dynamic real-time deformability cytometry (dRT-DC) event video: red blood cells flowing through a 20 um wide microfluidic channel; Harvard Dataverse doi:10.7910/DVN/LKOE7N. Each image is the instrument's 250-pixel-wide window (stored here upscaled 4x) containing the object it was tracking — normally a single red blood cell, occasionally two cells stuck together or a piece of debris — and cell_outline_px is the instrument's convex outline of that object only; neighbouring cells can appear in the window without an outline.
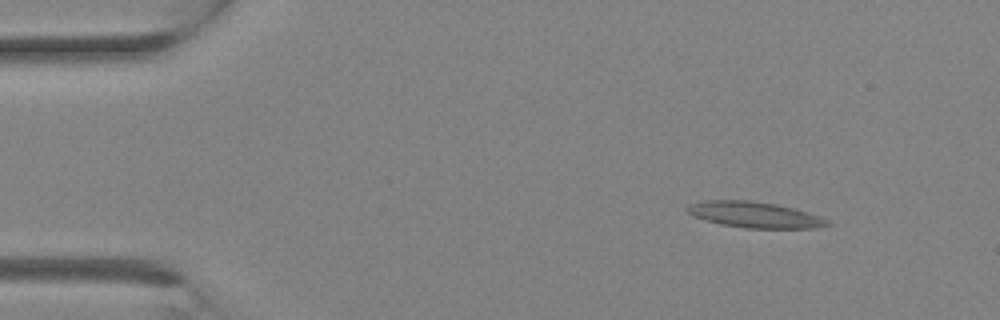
{"species": "Egyptian fruit bat (a non-hibernating species)", "species_latin": "Rousettus aegyptiacus", "temperature_condition": "room temperature", "stored_images_in_passage": 28, "camera_frame_rate_fps": 3000, "um_per_image_px": 0.085, "animal": {"sex": "female"}, "frame": {"image": 1, "passage_image": 4, "time_ms": 1.0, "image_size_px": [1000, 320], "cell_outline_px": [[832, 224], [820, 228], [744, 228], [720, 224], [704, 220], [692, 216], [688, 212], [688, 204], [704, 200], [752, 200], [776, 204], [808, 212], [820, 216], [828, 220]], "centroid_in_image_um": [64.15, 18.25], "position_along_channel_um": 20.9, "area_um2": 21.33}}
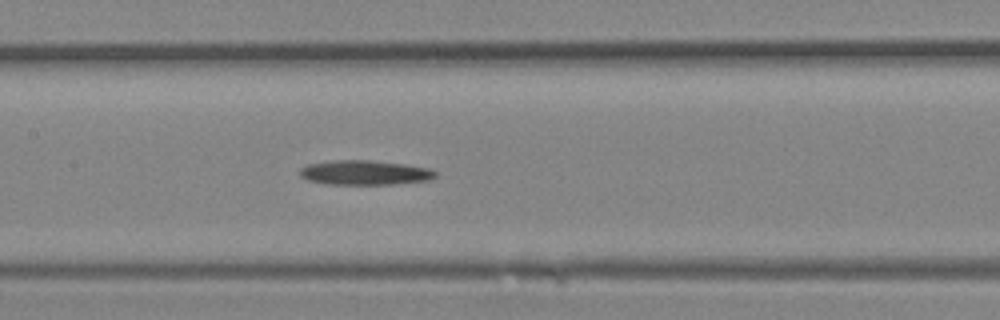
{"frame": {"image": 2, "passage_image": 14, "time_ms": 4.333, "image_size_px": [1000, 320], "cell_outline_px": [[436, 176], [428, 180], [392, 184], [328, 184], [308, 180], [300, 176], [300, 168], [308, 164], [328, 160], [368, 160], [404, 164], [428, 168], [436, 172]], "centroid_in_image_um": [30.96, 14.66], "position_along_channel_um": 176.4, "area_um2": 19.31}}
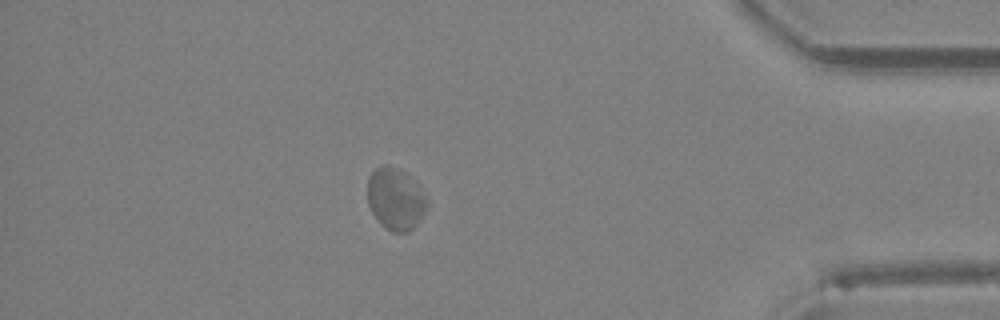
{"frame": {"image": 3, "passage_image": 25, "time_ms": 8.0, "image_size_px": [1000, 320], "cell_outline_px": [[428, 208], [416, 224], [408, 232], [392, 232], [384, 228], [376, 220], [368, 204], [368, 176], [380, 164], [388, 164], [400, 168], [416, 180], [428, 200]], "centroid_in_image_um": [33.63, 16.88], "position_along_channel_um": 401.6, "area_um2": 22.02}}